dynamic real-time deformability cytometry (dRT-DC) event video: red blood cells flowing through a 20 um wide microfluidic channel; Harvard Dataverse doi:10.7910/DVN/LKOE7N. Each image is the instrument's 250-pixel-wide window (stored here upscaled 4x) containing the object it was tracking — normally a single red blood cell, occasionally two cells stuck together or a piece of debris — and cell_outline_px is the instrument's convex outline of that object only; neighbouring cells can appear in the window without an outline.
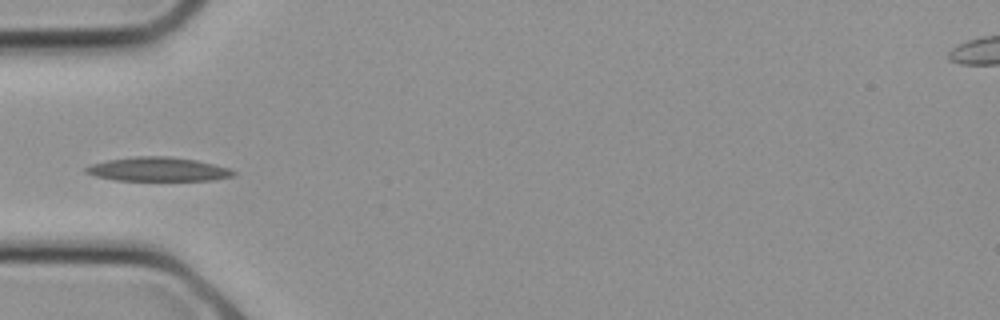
{"species": "common noctule bat (a hibernating species)", "species_latin": "Nyctalus noctula", "temperature_condition": "cold", "stored_images_in_passage": 2, "camera_frame_rate_fps": 3000, "um_per_image_px": 0.085, "animal": {"sex": "female", "body_mass_g": 21.9}, "frame": {"image": 1, "passage_image": 1, "time_ms": 0.0, "image_size_px": [1000, 320], "cell_outline_px": [[236, 176], [212, 180], [116, 180], [96, 176], [84, 172], [84, 168], [92, 164], [108, 160], [136, 156], [168, 156], [196, 160], [228, 168], [236, 172]], "centroid_in_image_um": [13.44, 14.39], "position_along_channel_um": 71.6, "area_um2": 20.46}}